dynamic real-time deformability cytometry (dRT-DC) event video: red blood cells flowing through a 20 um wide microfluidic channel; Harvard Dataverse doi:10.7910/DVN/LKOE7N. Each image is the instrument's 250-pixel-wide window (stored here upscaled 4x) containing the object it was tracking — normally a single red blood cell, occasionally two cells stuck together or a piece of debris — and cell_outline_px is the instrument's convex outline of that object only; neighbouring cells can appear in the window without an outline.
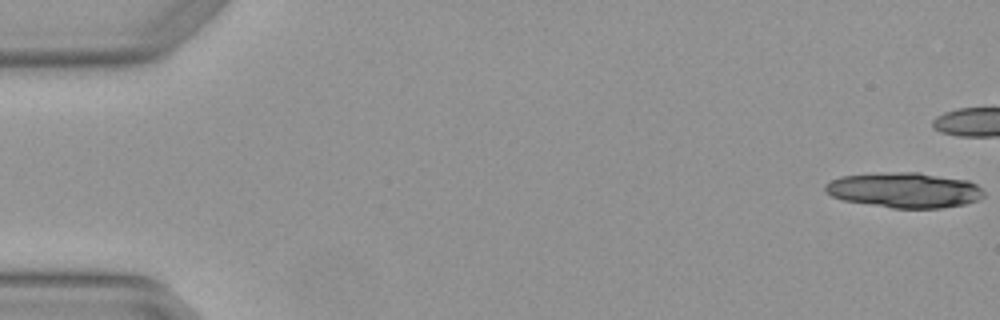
{"species": "Egyptian fruit bat (a non-hibernating species)", "species_latin": "Rousettus aegyptiacus", "temperature_condition": "warm", "stored_images_in_passage": 8, "camera_frame_rate_fps": 3000, "um_per_image_px": 0.085, "animal": {"sex": "female"}, "frame": {"image": 1, "passage_image": 1, "time_ms": 0.0, "image_size_px": [1000, 320], "cell_outline_px": [[984, 196], [976, 200], [964, 204], [940, 208], [892, 208], [844, 200], [832, 196], [824, 192], [824, 184], [840, 176], [880, 172], [920, 172], [968, 180], [976, 184], [984, 192]], "centroid_in_image_um": [76.85, 16.14], "position_along_channel_um": 8.1, "area_um2": 32.71}}
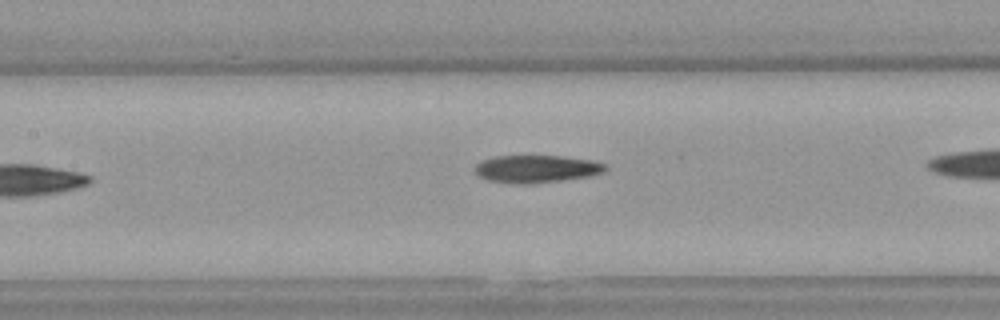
{"frame": {"image": 2, "passage_image": 8, "time_ms": 2.333, "image_size_px": [1000, 320], "cell_outline_px": [[608, 168], [604, 172], [592, 176], [564, 180], [528, 184], [512, 184], [488, 180], [476, 176], [476, 164], [480, 160], [496, 156], [560, 156], [592, 160], [608, 164]], "centroid_in_image_um": [45.62, 14.36], "position_along_channel_um": 161.8, "area_um2": 21.27}}